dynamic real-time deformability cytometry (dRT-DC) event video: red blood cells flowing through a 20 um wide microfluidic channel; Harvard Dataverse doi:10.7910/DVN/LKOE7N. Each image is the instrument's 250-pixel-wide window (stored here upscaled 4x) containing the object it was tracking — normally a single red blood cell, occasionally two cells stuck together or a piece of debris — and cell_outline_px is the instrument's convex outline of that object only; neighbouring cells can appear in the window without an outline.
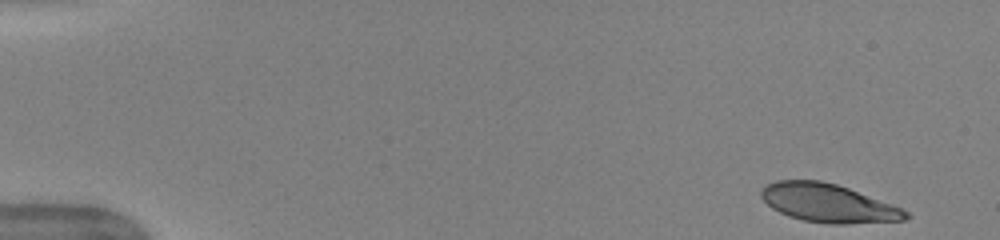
{"species": "human", "species_latin": "Homo sapiens", "temperature_condition": "warm", "stored_images_in_passage": 49, "camera_frame_rate_fps": 3000, "um_per_image_px": 0.085, "donor": {"sex": "female"}, "frame": {"image": 1, "passage_image": 1, "time_ms": 0.0, "image_size_px": [1000, 240], "cell_outline_px": [[912, 216], [904, 220], [848, 224], [832, 224], [804, 220], [788, 216], [772, 208], [760, 196], [760, 192], [768, 184], [776, 180], [820, 180], [836, 184], [848, 188], [892, 204], [908, 212]], "centroid_in_image_um": [70.4, 17.27], "position_along_channel_um": 14.6, "area_um2": 32.14}}
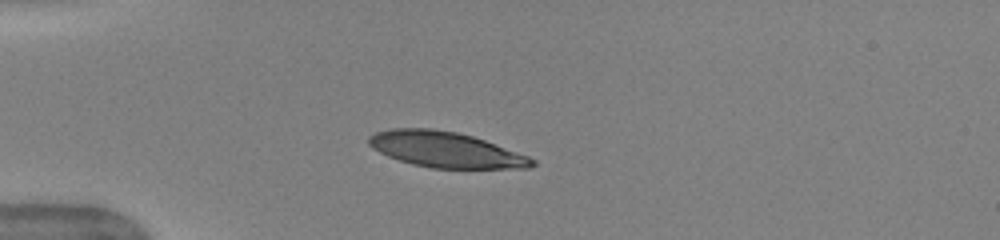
{"frame": {"image": 2, "passage_image": 12, "time_ms": 3.667, "image_size_px": [1000, 240], "cell_outline_px": [[536, 164], [528, 168], [432, 168], [412, 164], [388, 156], [372, 148], [368, 144], [368, 136], [376, 132], [392, 128], [432, 128], [456, 132], [472, 136], [484, 140], [528, 156], [536, 160]], "centroid_in_image_um": [37.85, 12.71], "position_along_channel_um": 47.1, "area_um2": 33.7}}
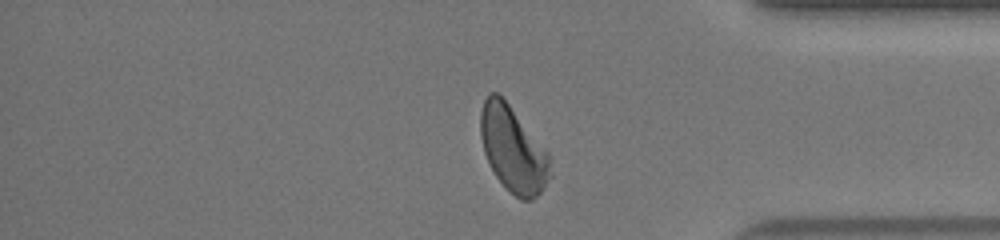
{"frame": {"image": 3, "passage_image": 41, "time_ms": 13.333, "image_size_px": [1000, 240], "cell_outline_px": [[552, 176], [544, 188], [532, 200], [520, 200], [496, 176], [484, 152], [480, 136], [480, 112], [484, 100], [488, 92], [496, 92], [508, 104], [548, 152]], "centroid_in_image_um": [43.61, 12.69], "position_along_channel_um": 391.6, "area_um2": 34.28}, "authors_computed_cell_mechanics": {"area_um2": 34.8534, "velocity_mm_per_s": 3.9611, "shape_relaxation_time_tau1_ms": 3.13, "shape_relaxation_time_tau2_ms": 0.8596, "deformation_change_tau1": 0.1692, "deformation_change_tau2": 0.0731}}